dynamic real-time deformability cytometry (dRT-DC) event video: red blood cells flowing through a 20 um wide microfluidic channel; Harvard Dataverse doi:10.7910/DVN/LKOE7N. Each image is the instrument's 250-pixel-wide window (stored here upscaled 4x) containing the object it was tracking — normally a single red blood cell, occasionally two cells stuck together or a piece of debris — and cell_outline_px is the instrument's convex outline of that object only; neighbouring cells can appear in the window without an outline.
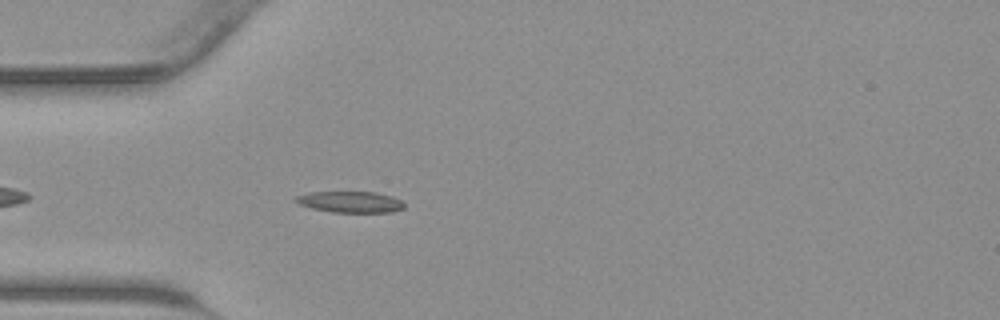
{"species": "common noctule bat (a hibernating species)", "species_latin": "Nyctalus noctula", "temperature_condition": "warm", "stored_images_in_passage": 36, "camera_frame_rate_fps": 3000, "um_per_image_px": 0.085, "animal": {"sex": "male", "body_mass_g": 23.1, "forearm_length_mm": 52.7}, "frame": {"image": 1, "passage_image": 5, "time_ms": 1.333, "image_size_px": [1000, 320], "cell_outline_px": [[404, 208], [392, 212], [332, 212], [312, 208], [300, 204], [292, 200], [296, 196], [308, 192], [376, 192], [392, 196], [400, 200], [404, 204]], "centroid_in_image_um": [29.76, 17.16], "position_along_channel_um": 55.2, "area_um2": 13.41}}
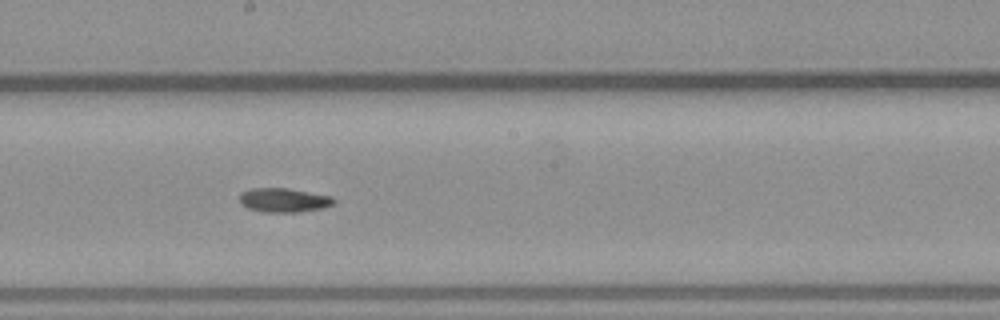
{"frame": {"image": 2, "passage_image": 16, "time_ms": 5.0, "image_size_px": [1000, 320], "cell_outline_px": [[336, 200], [332, 204], [324, 208], [296, 212], [264, 212], [248, 208], [240, 204], [240, 192], [252, 188], [288, 188], [332, 196]], "centroid_in_image_um": [24.11, 17.0], "position_along_channel_um": 224.1, "area_um2": 13.29}}
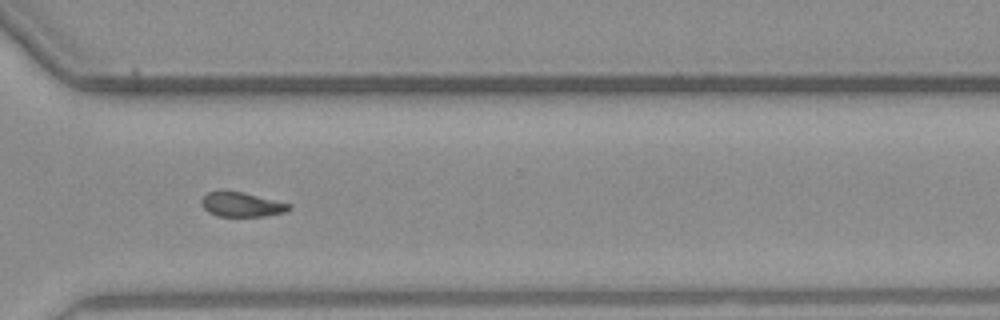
{"frame": {"image": 3, "passage_image": 24, "time_ms": 7.667, "image_size_px": [1000, 320], "cell_outline_px": [[292, 208], [284, 212], [264, 216], [216, 216], [208, 212], [200, 204], [200, 200], [208, 192], [240, 192], [292, 204]], "centroid_in_image_um": [20.53, 17.4], "position_along_channel_um": 350.1, "area_um2": 12.25}}